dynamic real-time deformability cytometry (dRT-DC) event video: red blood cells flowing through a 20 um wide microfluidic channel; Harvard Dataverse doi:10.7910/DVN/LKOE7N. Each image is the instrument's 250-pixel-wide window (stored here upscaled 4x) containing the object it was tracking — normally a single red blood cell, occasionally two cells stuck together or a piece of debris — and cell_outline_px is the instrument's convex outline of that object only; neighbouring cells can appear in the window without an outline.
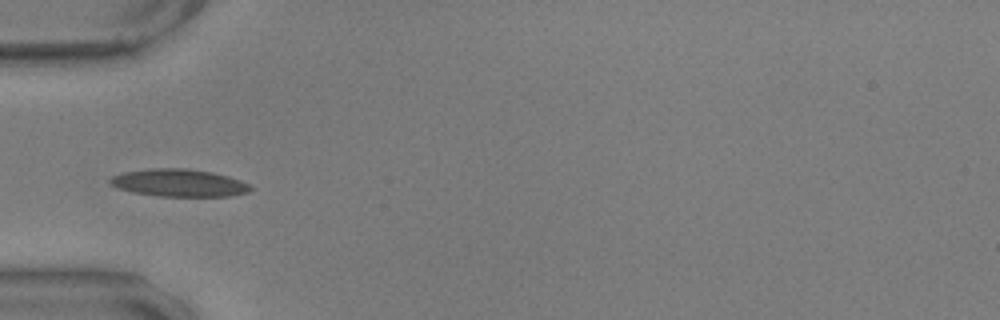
{"species": "common noctule bat (a hibernating species)", "species_latin": "Nyctalus noctula", "temperature_condition": "warm", "stored_images_in_passage": 39, "camera_frame_rate_fps": 3000, "um_per_image_px": 0.085, "animal": {"sex": "male", "body_mass_g": 17.9, "forearm_length_mm": 54.2}, "frame": {"image": 1, "passage_image": 1, "time_ms": 0.0, "image_size_px": [1000, 320], "cell_outline_px": [[252, 188], [248, 192], [232, 196], [160, 196], [132, 192], [116, 188], [108, 180], [112, 176], [124, 172], [152, 168], [184, 168], [212, 172], [228, 176], [240, 180], [248, 184]], "centroid_in_image_um": [15.2, 15.54], "position_along_channel_um": 69.8, "area_um2": 22.43}}
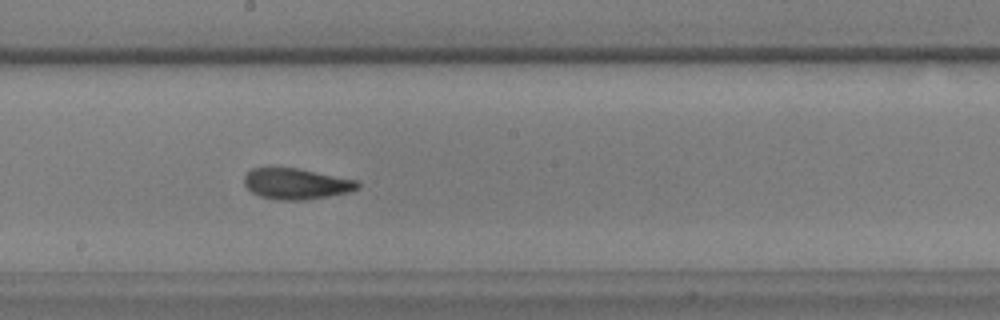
{"frame": {"image": 2, "passage_image": 14, "time_ms": 4.333, "image_size_px": [1000, 320], "cell_outline_px": [[360, 188], [348, 192], [308, 200], [276, 200], [260, 196], [252, 192], [244, 184], [244, 176], [252, 168], [296, 168], [356, 180], [360, 184]], "centroid_in_image_um": [25.17, 15.63], "position_along_channel_um": 223.0, "area_um2": 20.29}}
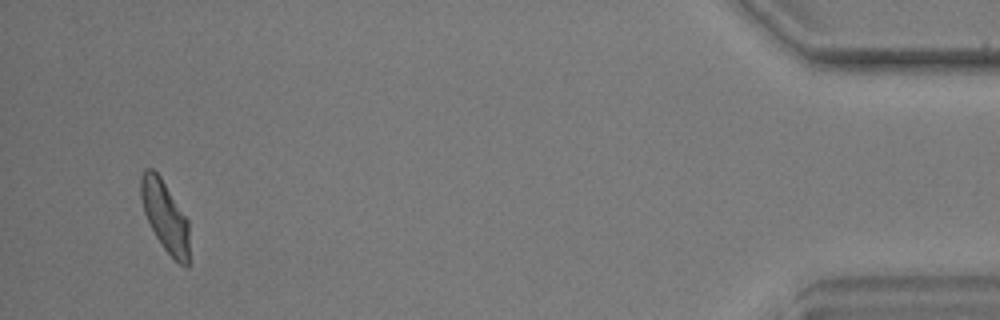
{"frame": {"image": 3, "passage_image": 37, "time_ms": 12.0, "image_size_px": [1000, 320], "cell_outline_px": [[188, 268], [180, 264], [164, 248], [156, 236], [144, 212], [140, 196], [140, 176], [144, 168], [152, 168], [160, 176], [188, 220]], "centroid_in_image_um": [14.0, 18.33], "position_along_channel_um": 421.2, "area_um2": 19.59}, "authors_computed_cell_mechanics": {"area_um2": 20.23, "velocity_mm_per_s": 3.5302, "shape_relaxation_time_tau1_ms": 4.6361, "shape_relaxation_time_tau2_ms": 2.0725, "deformation_change_tau1": 0.1682, "deformation_change_tau2": 0.0918}}